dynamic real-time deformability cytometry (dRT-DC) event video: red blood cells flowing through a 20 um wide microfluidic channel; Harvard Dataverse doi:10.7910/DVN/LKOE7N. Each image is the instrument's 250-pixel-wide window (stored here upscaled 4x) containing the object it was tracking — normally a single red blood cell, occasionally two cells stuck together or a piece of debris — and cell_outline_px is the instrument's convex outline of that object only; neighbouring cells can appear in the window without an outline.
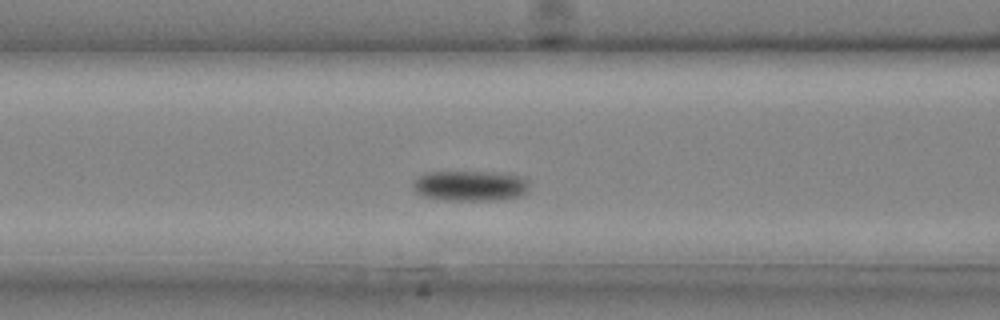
{"species": "common noctule bat (a hibernating species)", "species_latin": "Nyctalus noctula", "temperature_condition": "cold", "stored_images_in_passage": 25, "camera_frame_rate_fps": 3000, "um_per_image_px": 0.085, "animal": {"sex": "male", "body_mass_g": 20.4}, "frame": {"image": 1, "passage_image": 9, "time_ms": 2.667, "image_size_px": [1000, 320], "cell_outline_px": [[528, 188], [520, 196], [504, 200], [444, 200], [424, 196], [416, 192], [412, 188], [412, 184], [420, 176], [428, 172], [496, 172], [524, 176], [528, 180]], "centroid_in_image_um": [40.0, 15.79], "position_along_channel_um": 126.6, "area_um2": 20.69}}
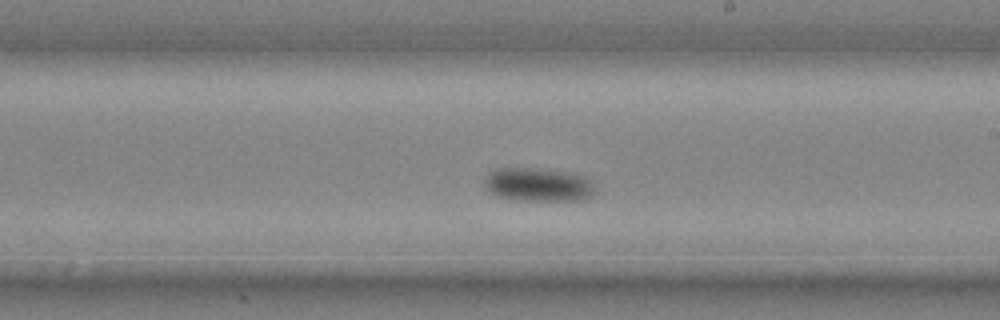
{"frame": {"image": 2, "passage_image": 15, "time_ms": 4.667, "image_size_px": [1000, 320], "cell_outline_px": [[596, 192], [592, 196], [576, 200], [520, 200], [496, 196], [484, 184], [484, 180], [488, 172], [492, 168], [532, 168], [568, 172], [584, 176], [592, 184]], "centroid_in_image_um": [45.72, 15.68], "position_along_channel_um": 243.3, "area_um2": 21.5}}
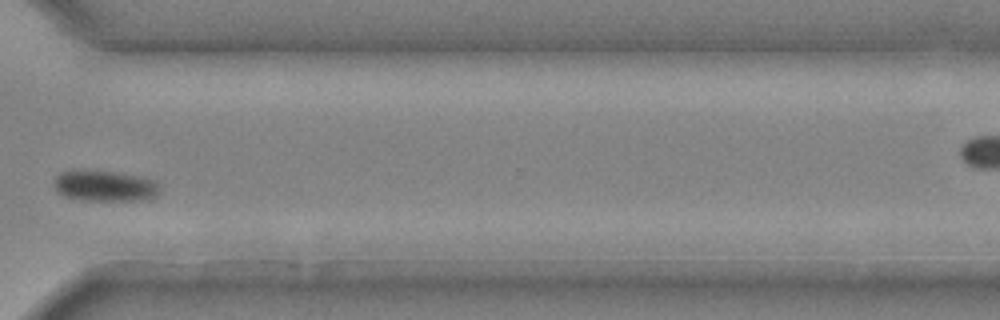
{"frame": {"image": 3, "passage_image": 21, "time_ms": 6.667, "image_size_px": [1000, 320], "cell_outline_px": [[160, 188], [156, 196], [140, 200], [84, 200], [64, 196], [56, 192], [52, 184], [56, 176], [60, 172], [72, 168], [88, 168], [140, 176], [156, 180]], "centroid_in_image_um": [8.83, 15.75], "position_along_channel_um": 361.8, "area_um2": 19.71}}